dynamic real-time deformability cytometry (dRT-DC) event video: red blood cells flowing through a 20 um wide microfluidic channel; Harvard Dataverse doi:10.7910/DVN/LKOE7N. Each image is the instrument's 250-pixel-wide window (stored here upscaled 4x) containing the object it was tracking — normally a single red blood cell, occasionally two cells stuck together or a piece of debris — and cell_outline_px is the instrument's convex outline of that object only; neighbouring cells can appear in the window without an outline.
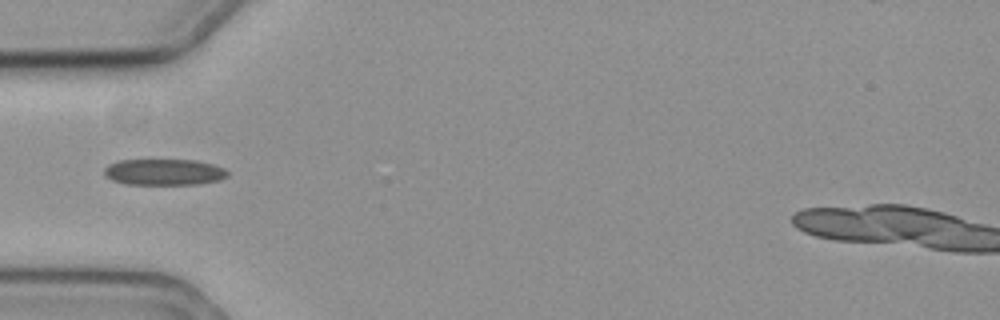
{"species": "common noctule bat (a hibernating species)", "species_latin": "Nyctalus noctula", "temperature_condition": "cold", "stored_images_in_passage": 41, "camera_frame_rate_fps": 3000, "um_per_image_px": 0.085, "animal": {"sex": "female", "body_mass_g": 19.3, "forearm_length_mm": 54.1}, "frame": {"image": 1, "passage_image": 1, "time_ms": 0.0, "image_size_px": [1000, 320], "cell_outline_px": [[228, 176], [220, 180], [200, 184], [128, 184], [112, 180], [104, 176], [104, 168], [108, 164], [120, 160], [196, 160], [212, 164], [224, 168], [228, 172]], "centroid_in_image_um": [13.94, 14.62], "position_along_channel_um": 71.1, "area_um2": 18.9}}
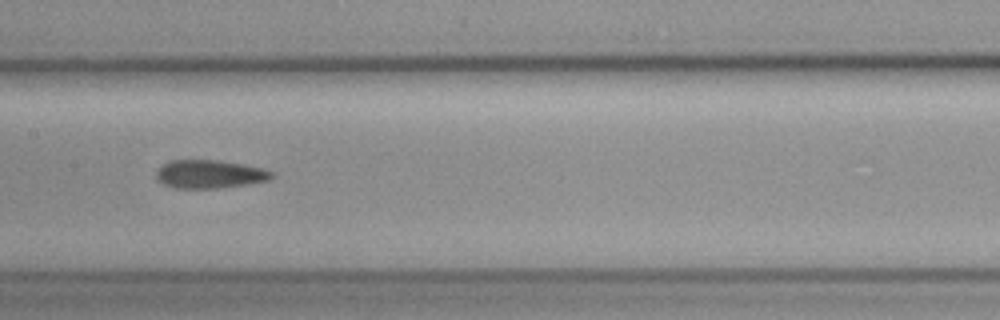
{"frame": {"image": 2, "passage_image": 11, "time_ms": 3.333, "image_size_px": [1000, 320], "cell_outline_px": [[276, 176], [268, 180], [248, 184], [220, 188], [176, 188], [164, 184], [156, 180], [156, 172], [168, 160], [216, 160], [244, 164], [264, 168], [272, 172]], "centroid_in_image_um": [17.84, 14.8], "position_along_channel_um": 189.6, "area_um2": 19.13}}
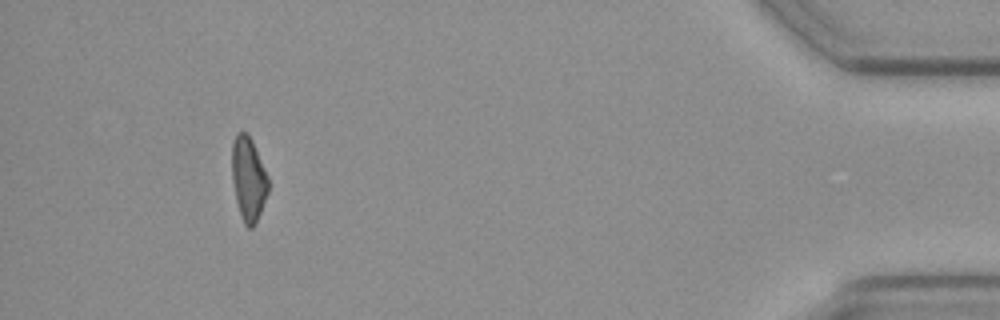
{"frame": {"image": 3, "passage_image": 36, "time_ms": 11.667, "image_size_px": [1000, 320], "cell_outline_px": [[268, 192], [256, 224], [252, 228], [248, 228], [244, 224], [240, 216], [236, 200], [232, 180], [232, 144], [236, 132], [244, 132], [252, 140], [268, 176]], "centroid_in_image_um": [21.11, 15.23], "position_along_channel_um": 414.1, "area_um2": 17.8}}